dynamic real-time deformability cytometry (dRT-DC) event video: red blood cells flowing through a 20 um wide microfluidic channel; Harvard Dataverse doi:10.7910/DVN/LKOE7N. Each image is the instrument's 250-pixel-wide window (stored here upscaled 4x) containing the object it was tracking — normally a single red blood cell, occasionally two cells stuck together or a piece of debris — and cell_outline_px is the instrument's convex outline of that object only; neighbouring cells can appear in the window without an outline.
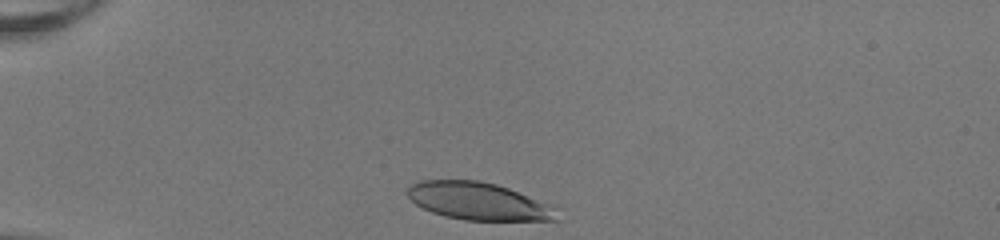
{"species": "human", "species_latin": "Homo sapiens", "temperature_condition": "room temperature", "stored_images_in_passage": 31, "camera_frame_rate_fps": 3000, "um_per_image_px": 0.085, "donor": {"sex": "female"}, "frame": {"image": 1, "passage_image": 1, "time_ms": 0.0, "image_size_px": [1000, 240], "cell_outline_px": [[560, 220], [464, 220], [444, 216], [432, 212], [416, 204], [408, 196], [408, 188], [412, 184], [420, 180], [476, 180], [496, 184], [508, 188], [548, 204]], "centroid_in_image_um": [40.6, 17.1], "position_along_channel_um": 44.4, "area_um2": 32.08}}
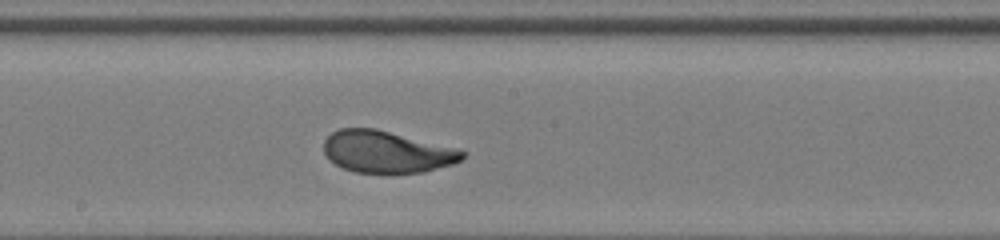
{"frame": {"image": 2, "passage_image": 17, "time_ms": 5.333, "image_size_px": [1000, 240], "cell_outline_px": [[468, 152], [460, 160], [452, 164], [424, 172], [356, 172], [344, 168], [336, 164], [324, 152], [324, 140], [332, 132], [340, 128], [376, 128]], "centroid_in_image_um": [32.85, 12.89], "position_along_channel_um": 215.4, "area_um2": 33.18}}
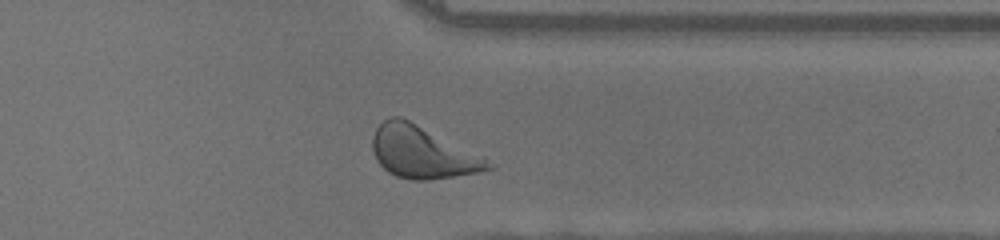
{"frame": {"image": 3, "passage_image": 29, "time_ms": 9.333, "image_size_px": [1000, 240], "cell_outline_px": [[496, 168], [480, 172], [428, 180], [412, 180], [396, 176], [388, 172], [376, 160], [372, 148], [372, 136], [376, 128], [384, 120], [392, 116], [400, 116], [484, 156]], "centroid_in_image_um": [35.9, 12.95], "position_along_channel_um": 375.5, "area_um2": 34.97}, "authors_computed_cell_mechanics": {"area_um2": 33.7552, "velocity_mm_per_s": 4.0094, "shape_relaxation_time_tau1_ms": 2.999, "shape_relaxation_time_tau2_ms": 0.7799, "deformation_change_tau1": 0.1481, "deformation_change_tau2": 0.0729}}